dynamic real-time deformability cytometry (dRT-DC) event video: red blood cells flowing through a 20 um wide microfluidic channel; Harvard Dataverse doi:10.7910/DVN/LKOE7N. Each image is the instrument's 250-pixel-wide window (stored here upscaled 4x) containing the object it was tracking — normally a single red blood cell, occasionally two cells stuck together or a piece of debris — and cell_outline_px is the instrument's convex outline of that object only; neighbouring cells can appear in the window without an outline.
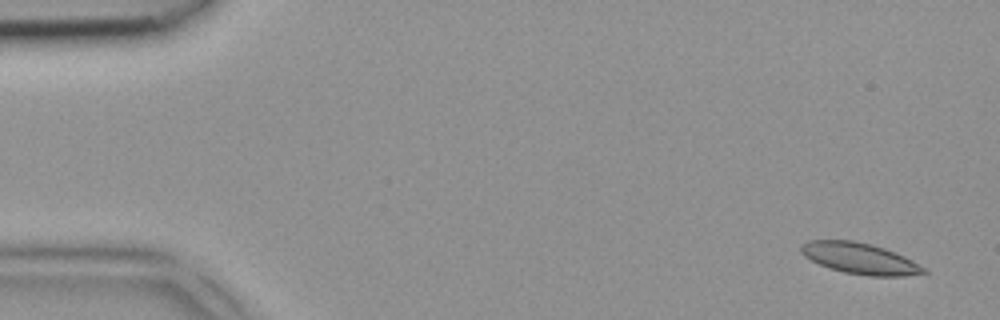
{"species": "common noctule bat (a hibernating species)", "species_latin": "Nyctalus noctula", "temperature_condition": "room temperature", "stored_images_in_passage": 3, "camera_frame_rate_fps": 3000, "um_per_image_px": 0.085, "animal": {"sex": "female", "body_mass_g": 18.4}, "frame": {"image": 1, "passage_image": 1, "time_ms": 0.0, "image_size_px": [1000, 320], "cell_outline_px": [[928, 272], [904, 276], [868, 276], [844, 272], [828, 268], [804, 256], [800, 252], [800, 244], [808, 240], [852, 240], [872, 244], [884, 248], [904, 256], [912, 260], [924, 268]], "centroid_in_image_um": [73.05, 21.96], "position_along_channel_um": 12.0, "area_um2": 22.2}}